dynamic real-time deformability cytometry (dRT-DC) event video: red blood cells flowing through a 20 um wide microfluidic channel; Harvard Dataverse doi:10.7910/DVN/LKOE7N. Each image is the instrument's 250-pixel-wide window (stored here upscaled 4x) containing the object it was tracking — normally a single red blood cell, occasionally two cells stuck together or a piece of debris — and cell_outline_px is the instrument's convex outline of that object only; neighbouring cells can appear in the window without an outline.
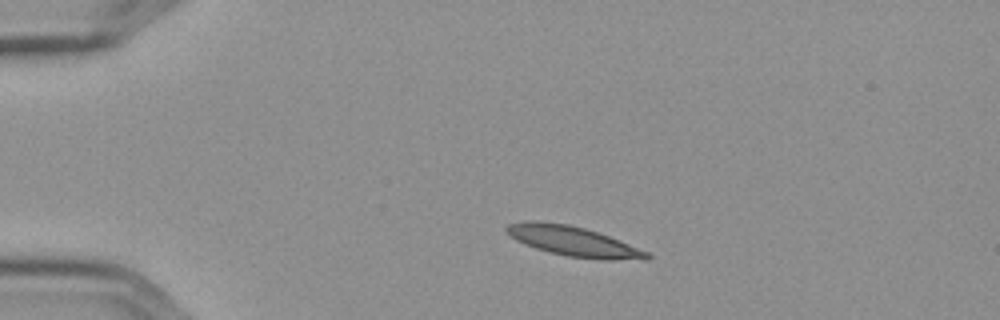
{"species": "Egyptian fruit bat (a non-hibernating species)", "species_latin": "Rousettus aegyptiacus", "temperature_condition": "cold", "stored_images_in_passage": 3, "camera_frame_rate_fps": 3000, "um_per_image_px": 0.085, "frame": {"image": 1, "passage_image": 2, "time_ms": 0.333, "image_size_px": [1000, 320], "cell_outline_px": [[652, 256], [648, 260], [600, 260], [568, 256], [548, 252], [524, 244], [508, 236], [504, 228], [508, 224], [524, 220], [536, 220], [568, 224], [584, 228], [608, 236], [648, 252]], "centroid_in_image_um": [48.69, 20.51], "position_along_channel_um": 36.3, "area_um2": 24.62}}